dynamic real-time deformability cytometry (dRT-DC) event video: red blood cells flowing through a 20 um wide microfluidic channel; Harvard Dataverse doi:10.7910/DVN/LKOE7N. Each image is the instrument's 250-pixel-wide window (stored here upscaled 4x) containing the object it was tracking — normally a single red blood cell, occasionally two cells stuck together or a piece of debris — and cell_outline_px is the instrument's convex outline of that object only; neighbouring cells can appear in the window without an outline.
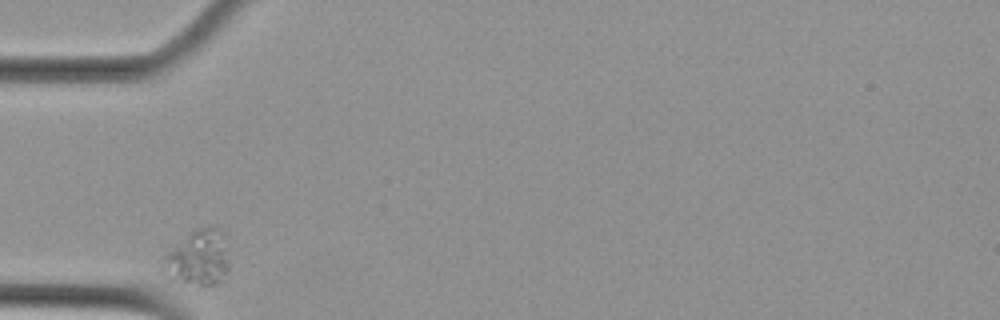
{"species": "Egyptian fruit bat (a non-hibernating species)", "species_latin": "Rousettus aegyptiacus", "temperature_condition": "cold", "stored_images_in_passage": 3, "camera_frame_rate_fps": 3000, "um_per_image_px": 0.085, "animal": {"sex": "female"}, "frame": {"image": 1, "passage_image": 1, "time_ms": 0.0, "image_size_px": [1000, 320], "cell_outline_px": [[228, 268], [220, 284], [180, 288], [172, 280], [164, 256], [168, 252], [196, 228], [216, 228], [224, 232], [228, 264]], "centroid_in_image_um": [16.9, 22.01], "position_along_channel_um": 68.1, "area_um2": 21.21}}
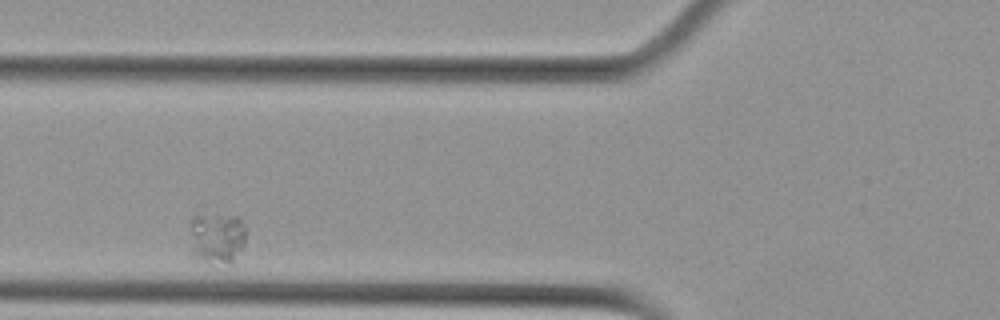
{"frame": {"image": 2, "passage_image": 2, "time_ms": 0.333, "image_size_px": [1000, 320], "cell_outline_px": [[248, 228], [244, 244], [232, 264], [208, 264], [188, 256], [192, 216], [204, 204], [236, 216]], "centroid_in_image_um": [18.36, 20.08], "position_along_channel_um": 107.4, "area_um2": 19.36}}
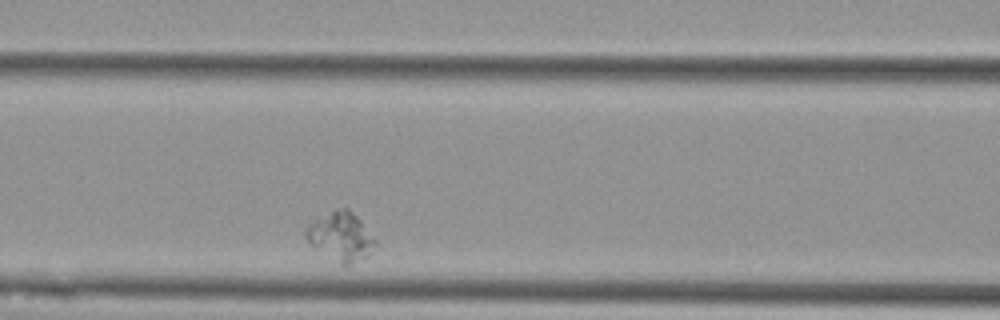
{"frame": {"image": 3, "passage_image": 3, "time_ms": 0.667, "image_size_px": [1000, 320], "cell_outline_px": [[376, 244], [368, 256], [352, 268], [348, 268], [340, 264], [308, 244], [304, 236], [304, 228], [308, 224], [336, 208], [348, 208], [360, 220], [376, 240]], "centroid_in_image_um": [28.96, 20.16], "position_along_channel_um": 137.6, "area_um2": 20.11}}